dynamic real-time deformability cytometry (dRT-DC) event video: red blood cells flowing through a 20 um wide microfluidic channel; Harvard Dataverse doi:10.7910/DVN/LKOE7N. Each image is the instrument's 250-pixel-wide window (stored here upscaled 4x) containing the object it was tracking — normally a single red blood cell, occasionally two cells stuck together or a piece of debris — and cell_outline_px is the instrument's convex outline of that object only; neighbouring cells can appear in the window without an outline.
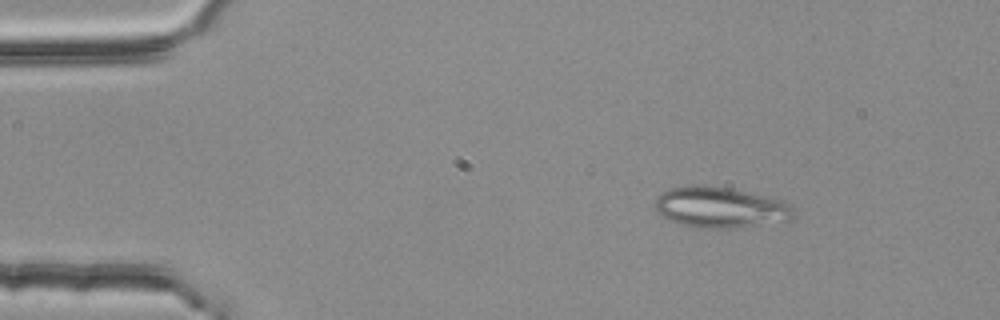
{"species": "common noctule bat (a hibernating species)", "species_latin": "Nyctalus noctula", "temperature_condition": "room temperature", "stored_images_in_passage": 2, "camera_frame_rate_fps": 3000, "um_per_image_px": 0.085, "animal": {"sex": "female", "body_mass_g": 25.1}, "frame": {"image": 1, "passage_image": 1, "time_ms": 0.0, "image_size_px": [1000, 320], "cell_outline_px": [[792, 220], [728, 228], [704, 228], [680, 224], [664, 216], [656, 208], [656, 196], [672, 188], [692, 184], [732, 188], [784, 200], [792, 204]], "centroid_in_image_um": [61.26, 17.61], "position_along_channel_um": 23.7, "area_um2": 32.6}}